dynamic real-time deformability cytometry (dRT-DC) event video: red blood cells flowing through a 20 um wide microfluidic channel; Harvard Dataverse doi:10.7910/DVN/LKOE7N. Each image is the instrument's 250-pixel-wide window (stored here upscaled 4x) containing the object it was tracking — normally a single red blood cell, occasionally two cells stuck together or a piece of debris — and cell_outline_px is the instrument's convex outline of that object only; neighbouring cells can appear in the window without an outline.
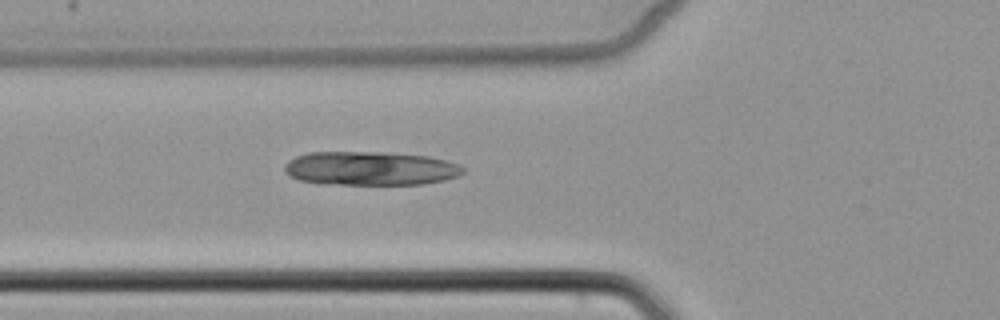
{"species": "common noctule bat (a hibernating species)", "species_latin": "Nyctalus noctula", "temperature_condition": "cold", "stored_images_in_passage": 2, "camera_frame_rate_fps": 3000, "um_per_image_px": 0.085, "animal": {"sex": "female", "body_mass_g": 22.7, "forearm_length_mm": 54.2}, "frame": {"image": 1, "passage_image": 2, "time_ms": 1.0, "image_size_px": [1000, 320], "cell_outline_px": [[464, 172], [456, 176], [444, 180], [424, 184], [316, 184], [300, 180], [284, 172], [284, 164], [288, 160], [296, 156], [308, 152], [380, 152], [428, 156], [460, 164], [464, 168]], "centroid_in_image_um": [31.44, 14.31], "position_along_channel_um": 94.4, "area_um2": 35.32}}